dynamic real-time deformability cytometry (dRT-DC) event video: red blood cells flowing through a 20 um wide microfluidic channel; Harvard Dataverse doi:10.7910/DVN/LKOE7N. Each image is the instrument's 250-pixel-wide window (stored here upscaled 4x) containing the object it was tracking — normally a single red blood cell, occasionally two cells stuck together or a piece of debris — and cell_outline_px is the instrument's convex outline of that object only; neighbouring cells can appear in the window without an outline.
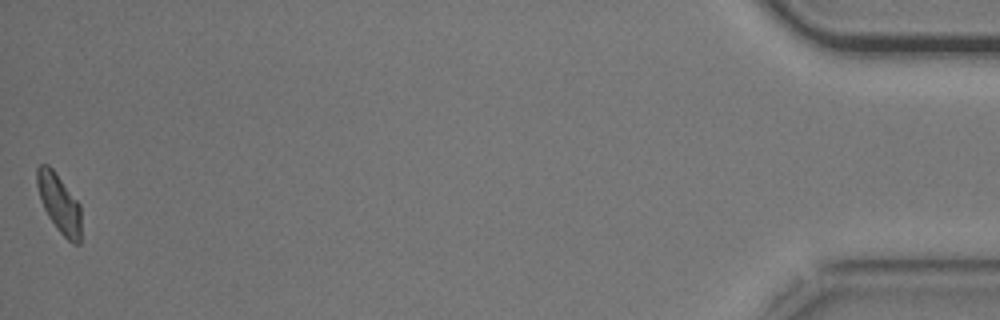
{"species": "common noctule bat (a hibernating species)", "species_latin": "Nyctalus noctula", "temperature_condition": "cold", "stored_images_in_passage": 42, "camera_frame_rate_fps": 3000, "um_per_image_px": 0.085, "animal": {"sex": "male", "body_mass_g": 20.5, "forearm_length_mm": 52.5}, "frame": {"image": 1, "passage_image": 42, "time_ms": 13.667, "image_size_px": [1000, 320], "cell_outline_px": [[80, 244], [72, 244], [56, 228], [48, 216], [44, 208], [36, 184], [36, 168], [40, 164], [48, 164], [52, 168], [80, 204]], "centroid_in_image_um": [5.02, 17.28], "position_along_channel_um": 430.2, "area_um2": 14.97}, "authors_computed_cell_mechanics": {"area_um2": 15.4037, "velocity_mm_per_s": 3.6787, "shape_relaxation_time_tau1_ms": 0.3946, "shape_relaxation_time_tau2_ms": null, "deformation_change_tau1": 0.0253, "deformation_change_tau2": null}}